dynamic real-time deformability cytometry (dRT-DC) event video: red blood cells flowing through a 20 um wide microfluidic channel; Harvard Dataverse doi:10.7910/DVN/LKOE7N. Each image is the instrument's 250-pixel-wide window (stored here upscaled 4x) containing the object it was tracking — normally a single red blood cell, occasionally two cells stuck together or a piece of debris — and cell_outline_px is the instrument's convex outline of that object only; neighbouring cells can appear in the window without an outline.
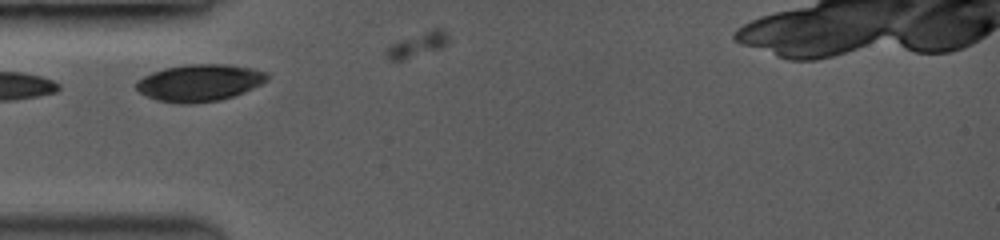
{"species": "common noctule bat (a hibernating species)", "species_latin": "Nyctalus noctula", "temperature_condition": "room temperature", "stored_images_in_passage": 3, "camera_frame_rate_fps": 3500, "um_per_image_px": 0.085, "animal": {"sex": "female", "body_mass_g": 19.0, "forearm_length_mm": 53.3}, "frame": {"image": 1, "passage_image": 1, "time_ms": 0.0, "image_size_px": [1000, 240], "cell_outline_px": [[268, 80], [260, 84], [232, 96], [220, 100], [156, 100], [140, 92], [136, 88], [136, 80], [152, 72], [164, 68], [188, 64], [224, 64], [252, 68], [268, 72]], "centroid_in_image_um": [16.98, 6.97], "position_along_channel_um": 68.0, "area_um2": 26.99}}